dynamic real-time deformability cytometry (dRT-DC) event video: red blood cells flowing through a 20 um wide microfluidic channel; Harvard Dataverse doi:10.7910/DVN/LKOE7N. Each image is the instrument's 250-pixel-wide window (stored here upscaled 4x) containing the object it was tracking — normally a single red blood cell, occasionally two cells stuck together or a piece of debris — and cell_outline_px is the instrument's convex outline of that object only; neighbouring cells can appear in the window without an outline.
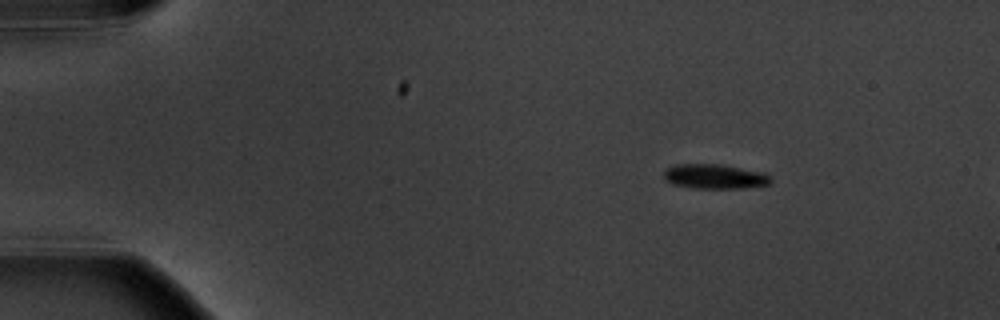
{"species": "common noctule bat (a hibernating species)", "species_latin": "Nyctalus noctula", "temperature_condition": "warm", "stored_images_in_passage": 4, "camera_frame_rate_fps": 3000, "um_per_image_px": 0.085, "animal": {"sex": "male", "body_mass_g": 20.1, "forearm_length_mm": 53.5}, "frame": {"image": 1, "passage_image": 2, "time_ms": 2.0, "image_size_px": [1000, 320], "cell_outline_px": [[772, 180], [768, 184], [740, 188], [696, 188], [672, 184], [664, 180], [664, 168], [676, 164], [720, 164], [764, 172]], "centroid_in_image_um": [60.69, 14.99], "position_along_channel_um": 24.3, "area_um2": 15.32}}